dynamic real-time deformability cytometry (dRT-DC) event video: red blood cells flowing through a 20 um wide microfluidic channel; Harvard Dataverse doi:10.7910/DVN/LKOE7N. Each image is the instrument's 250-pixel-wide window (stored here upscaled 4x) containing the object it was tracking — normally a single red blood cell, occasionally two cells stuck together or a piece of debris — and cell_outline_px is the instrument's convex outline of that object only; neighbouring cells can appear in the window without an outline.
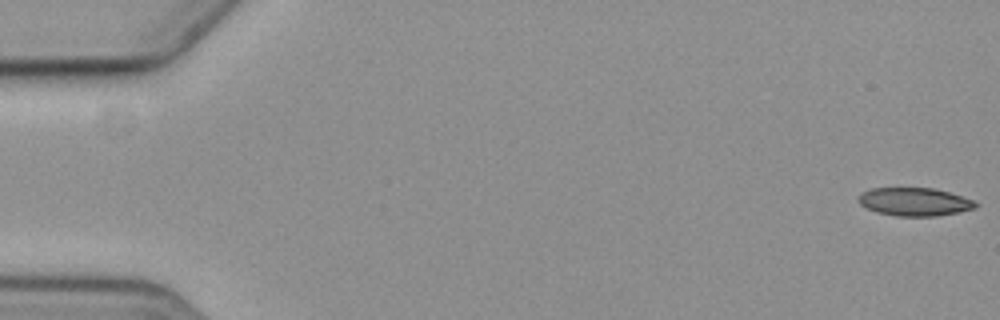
{"species": "common noctule bat (a hibernating species)", "species_latin": "Nyctalus noctula", "temperature_condition": "cold", "stored_images_in_passage": 7, "camera_frame_rate_fps": 3000, "um_per_image_px": 0.085, "animal": {"sex": "female", "body_mass_g": 19.3, "forearm_length_mm": 54.1}, "frame": {"image": 1, "passage_image": 1, "time_ms": 0.0, "image_size_px": [1000, 320], "cell_outline_px": [[980, 204], [976, 208], [936, 216], [896, 216], [876, 212], [860, 204], [860, 192], [872, 188], [932, 188], [948, 192], [972, 200]], "centroid_in_image_um": [77.73, 17.15], "position_along_channel_um": 7.3, "area_um2": 19.02}}
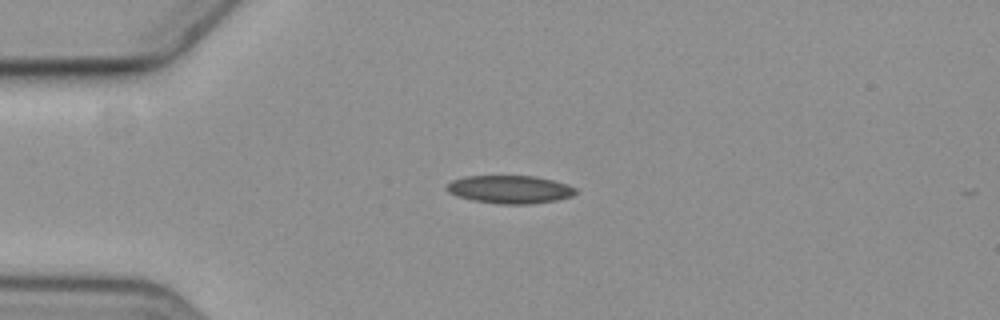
{"frame": {"image": 2, "passage_image": 5, "time_ms": 4.667, "image_size_px": [1000, 320], "cell_outline_px": [[576, 192], [572, 196], [556, 200], [528, 204], [500, 204], [472, 200], [456, 196], [448, 192], [448, 184], [452, 180], [464, 176], [536, 176], [568, 184], [576, 188]], "centroid_in_image_um": [43.34, 16.1], "position_along_channel_um": 41.7, "area_um2": 20.98}}
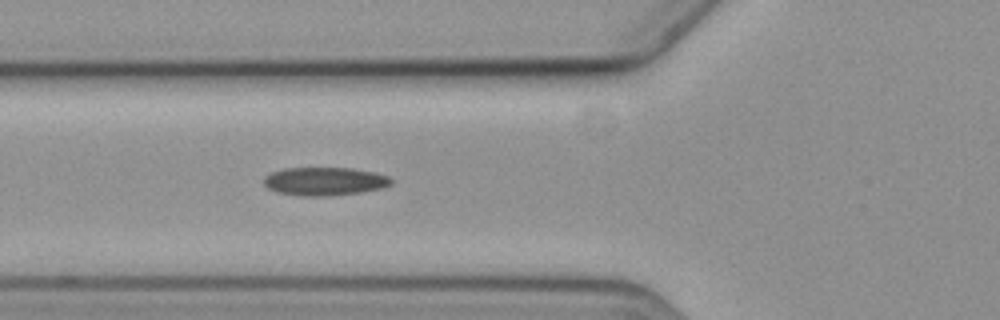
{"frame": {"image": 3, "passage_image": 7, "time_ms": 7.0, "image_size_px": [1000, 320], "cell_outline_px": [[392, 184], [384, 188], [360, 192], [328, 196], [300, 196], [276, 192], [268, 188], [264, 184], [264, 176], [272, 172], [284, 168], [352, 168], [372, 172], [388, 176], [392, 180]], "centroid_in_image_um": [27.58, 15.42], "position_along_channel_um": 98.2, "area_um2": 21.04}}